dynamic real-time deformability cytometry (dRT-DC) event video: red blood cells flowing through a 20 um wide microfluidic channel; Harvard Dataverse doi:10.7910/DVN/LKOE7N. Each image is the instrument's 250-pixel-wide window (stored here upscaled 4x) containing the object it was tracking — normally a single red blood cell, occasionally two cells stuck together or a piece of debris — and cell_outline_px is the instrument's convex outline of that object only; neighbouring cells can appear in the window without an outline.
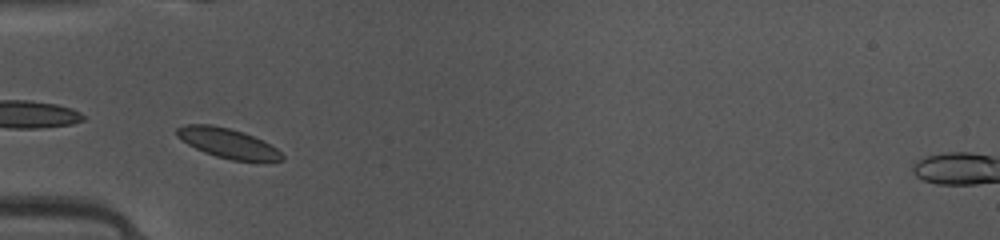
{"species": "common noctule bat (a hibernating species)", "species_latin": "Nyctalus noctula", "temperature_condition": "warm", "stored_images_in_passage": 18, "camera_frame_rate_fps": 3000, "um_per_image_px": 0.085, "animal": {"sex": "female", "body_mass_g": 10.0, "forearm_length_mm": 53.1}, "frame": {"image": 1, "passage_image": 1, "time_ms": 0.0, "image_size_px": [1000, 240], "cell_outline_px": [[284, 160], [264, 164], [232, 160], [216, 156], [204, 152], [188, 144], [176, 136], [176, 128], [184, 124], [212, 124], [244, 132], [276, 148], [284, 156]], "centroid_in_image_um": [19.41, 12.21], "position_along_channel_um": 65.6, "area_um2": 18.61}}